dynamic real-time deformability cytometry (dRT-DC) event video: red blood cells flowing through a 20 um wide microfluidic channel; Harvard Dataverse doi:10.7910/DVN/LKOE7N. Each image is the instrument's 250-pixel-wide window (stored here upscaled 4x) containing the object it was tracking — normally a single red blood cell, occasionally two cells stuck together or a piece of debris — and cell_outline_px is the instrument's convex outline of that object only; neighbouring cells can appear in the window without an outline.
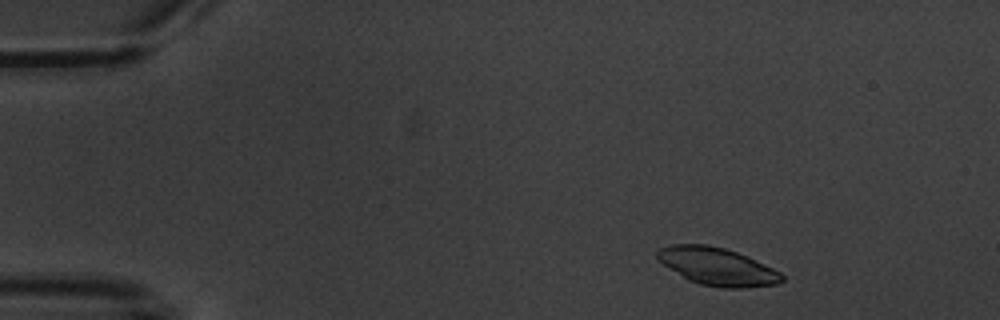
{"species": "common noctule bat (a hibernating species)", "species_latin": "Nyctalus noctula", "temperature_condition": "warm", "stored_images_in_passage": 4, "camera_frame_rate_fps": 3000, "um_per_image_px": 0.085, "animal": {"sex": "male", "body_mass_g": 20.1, "forearm_length_mm": 53.5}, "frame": {"image": 1, "passage_image": 2, "time_ms": 1.0, "image_size_px": [1000, 320], "cell_outline_px": [[784, 280], [776, 284], [744, 288], [720, 288], [700, 284], [688, 280], [668, 268], [656, 256], [656, 252], [660, 248], [672, 244], [708, 244], [724, 248], [748, 256], [780, 272], [784, 276]], "centroid_in_image_um": [60.96, 22.65], "position_along_channel_um": 24.0, "area_um2": 27.34}}